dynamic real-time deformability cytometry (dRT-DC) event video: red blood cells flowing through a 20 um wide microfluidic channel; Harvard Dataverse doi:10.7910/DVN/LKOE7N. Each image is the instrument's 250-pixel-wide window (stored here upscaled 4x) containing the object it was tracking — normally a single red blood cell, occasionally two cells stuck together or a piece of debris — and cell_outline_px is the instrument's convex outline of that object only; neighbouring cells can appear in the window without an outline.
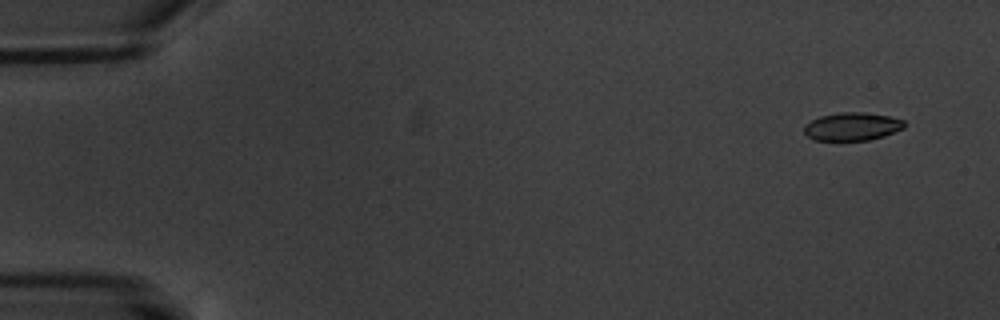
{"species": "common noctule bat (a hibernating species)", "species_latin": "Nyctalus noctula", "temperature_condition": "warm", "stored_images_in_passage": 6, "camera_frame_rate_fps": 3000, "um_per_image_px": 0.085, "animal": {"sex": "male", "body_mass_g": 20.1, "forearm_length_mm": 53.5}, "frame": {"image": 1, "passage_image": 1, "time_ms": 0.0, "image_size_px": [1000, 320], "cell_outline_px": [[904, 128], [884, 136], [868, 140], [812, 140], [804, 132], [804, 124], [820, 116], [840, 112], [864, 112], [888, 116], [904, 120]], "centroid_in_image_um": [72.41, 10.75], "position_along_channel_um": 12.6, "area_um2": 16.36}}
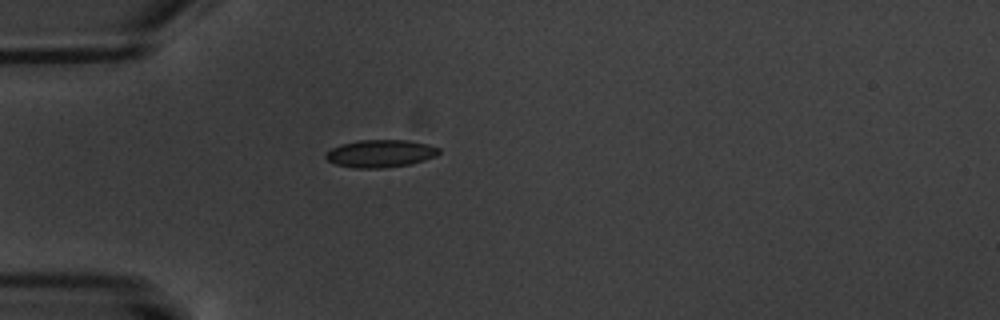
{"frame": {"image": 2, "passage_image": 5, "time_ms": 4.667, "image_size_px": [1000, 320], "cell_outline_px": [[440, 152], [436, 156], [424, 160], [408, 164], [384, 168], [356, 168], [336, 164], [328, 160], [324, 156], [324, 152], [340, 144], [360, 140], [408, 140], [428, 144], [440, 148]], "centroid_in_image_um": [32.32, 13.04], "position_along_channel_um": 52.7, "area_um2": 18.21}}